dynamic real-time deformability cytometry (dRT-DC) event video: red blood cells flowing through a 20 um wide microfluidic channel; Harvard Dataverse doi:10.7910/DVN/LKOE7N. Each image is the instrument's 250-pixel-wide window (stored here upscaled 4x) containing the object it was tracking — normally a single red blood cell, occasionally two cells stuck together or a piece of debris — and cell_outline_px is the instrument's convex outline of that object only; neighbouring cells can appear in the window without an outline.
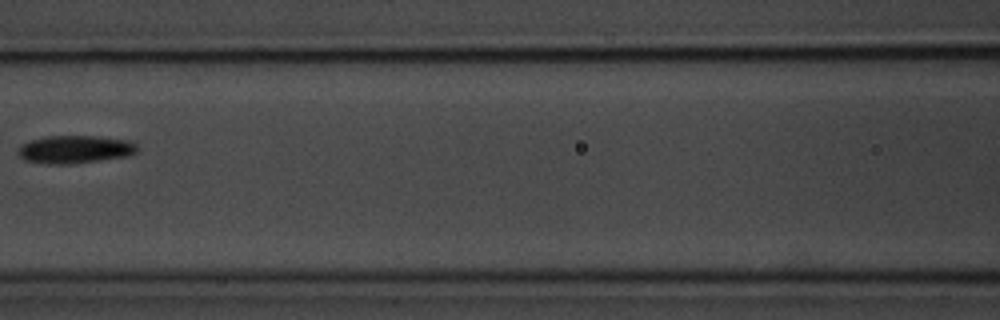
{"species": "common noctule bat (a hibernating species)", "species_latin": "Nyctalus noctula", "temperature_condition": "room temperature", "stored_images_in_passage": 6, "camera_frame_rate_fps": 3000, "um_per_image_px": 0.085, "animal": {"sex": "male", "body_mass_g": 20.1, "forearm_length_mm": 53.5}, "frame": {"image": 1, "passage_image": 5, "time_ms": 4.667, "image_size_px": [1000, 320], "cell_outline_px": [[136, 152], [128, 156], [68, 164], [48, 164], [24, 160], [16, 152], [20, 144], [44, 136], [96, 136], [128, 140], [136, 144]], "centroid_in_image_um": [6.32, 12.69], "position_along_channel_um": 160.3, "area_um2": 19.31}}
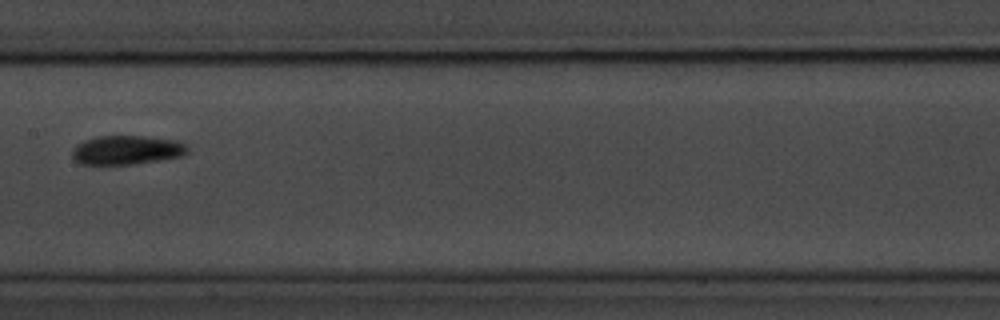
{"frame": {"image": 2, "passage_image": 6, "time_ms": 5.667, "image_size_px": [1000, 320], "cell_outline_px": [[188, 152], [184, 156], [160, 160], [132, 164], [80, 164], [72, 156], [72, 148], [76, 144], [84, 140], [96, 136], [144, 136], [176, 140], [184, 144], [188, 148]], "centroid_in_image_um": [10.76, 12.75], "position_along_channel_um": 196.6, "area_um2": 19.59}}